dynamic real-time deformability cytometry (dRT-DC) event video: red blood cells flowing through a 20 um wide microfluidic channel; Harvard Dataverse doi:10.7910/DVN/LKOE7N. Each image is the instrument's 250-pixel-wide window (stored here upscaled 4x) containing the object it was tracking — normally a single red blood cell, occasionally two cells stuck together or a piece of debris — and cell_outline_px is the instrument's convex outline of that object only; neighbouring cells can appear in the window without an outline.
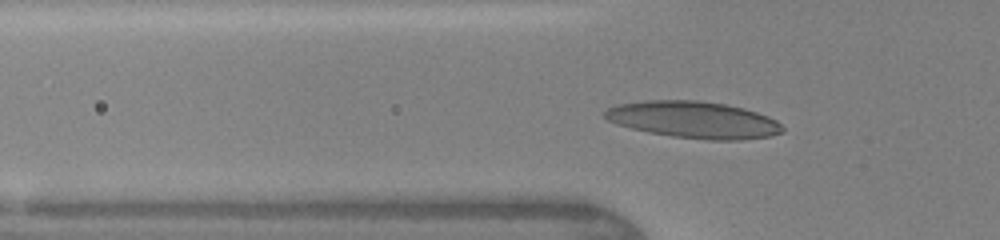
{"species": "human", "species_latin": "Homo sapiens", "temperature_condition": "warm", "stored_images_in_passage": 36, "camera_frame_rate_fps": 3000, "um_per_image_px": 0.085, "donor": {"sex": "female"}, "frame": {"image": 1, "passage_image": 4, "time_ms": 1.0, "image_size_px": [1000, 240], "cell_outline_px": [[784, 132], [772, 136], [740, 140], [708, 140], [672, 136], [648, 132], [616, 124], [608, 120], [604, 116], [604, 112], [608, 108], [616, 104], [644, 100], [696, 100], [724, 104], [744, 108], [768, 116], [776, 120], [784, 128]], "centroid_in_image_um": [58.97, 10.18], "position_along_channel_um": 66.8, "area_um2": 38.21}}
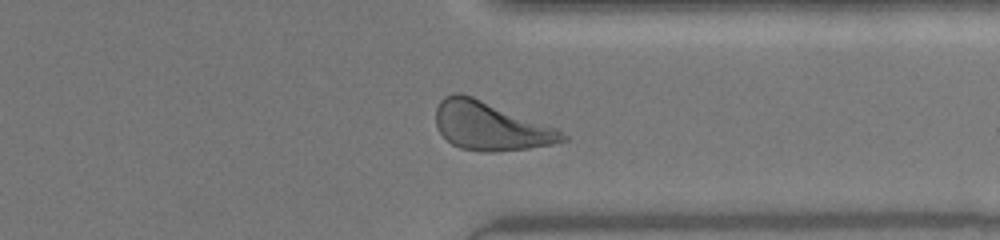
{"frame": {"image": 2, "passage_image": 25, "time_ms": 8.0, "image_size_px": [1000, 240], "cell_outline_px": [[568, 140], [552, 144], [528, 148], [496, 152], [484, 152], [460, 148], [452, 144], [436, 128], [436, 108], [440, 100], [444, 96], [452, 92], [460, 92], [472, 96], [556, 128], [568, 136]], "centroid_in_image_um": [41.66, 10.71], "position_along_channel_um": 369.7, "area_um2": 35.6}}
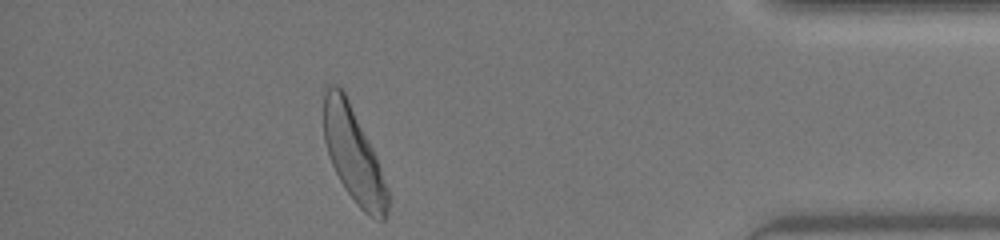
{"frame": {"image": 3, "passage_image": 30, "time_ms": 9.667, "image_size_px": [1000, 240], "cell_outline_px": [[388, 216], [384, 220], [376, 220], [368, 216], [356, 204], [340, 180], [328, 156], [324, 140], [324, 92], [328, 84], [336, 84], [344, 92], [376, 156], [388, 188]], "centroid_in_image_um": [30.05, 13.2], "position_along_channel_um": 405.1, "area_um2": 34.8}, "authors_computed_cell_mechanics": {"area_um2": 34.3043, "velocity_mm_per_s": 4.3393, "shape_relaxation_time_tau1_ms": 2.308, "shape_relaxation_time_tau2_ms": 0.7758, "deformation_change_tau1": 0.1672, "deformation_change_tau2": 0.0687}}